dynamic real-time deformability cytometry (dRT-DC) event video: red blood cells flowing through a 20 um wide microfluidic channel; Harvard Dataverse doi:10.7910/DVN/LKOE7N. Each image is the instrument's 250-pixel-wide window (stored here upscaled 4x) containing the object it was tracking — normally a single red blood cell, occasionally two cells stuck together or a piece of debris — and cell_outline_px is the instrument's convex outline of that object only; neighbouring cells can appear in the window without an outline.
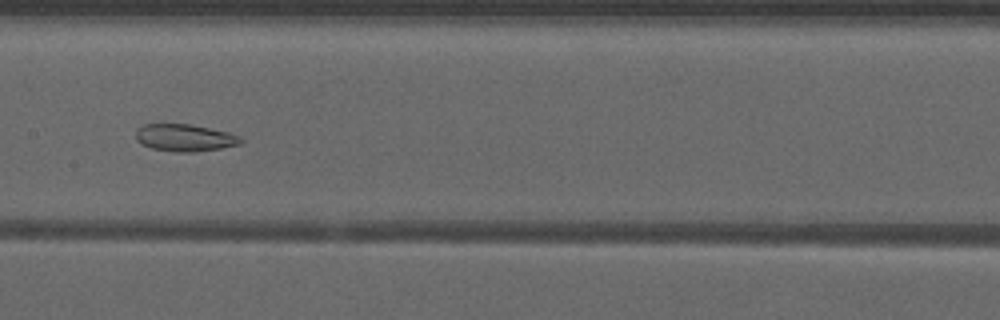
{"species": "common noctule bat (a hibernating species)", "species_latin": "Nyctalus noctula", "temperature_condition": "warm", "stored_images_in_passage": 53, "camera_frame_rate_fps": 3000, "um_per_image_px": 0.085, "animal": {"sex": "male", "forearm_length_mm": 52.5}, "frame": {"image": 1, "passage_image": 28, "time_ms": 9.0, "image_size_px": [1000, 320], "cell_outline_px": [[244, 140], [240, 144], [220, 148], [196, 152], [176, 152], [152, 148], [140, 144], [136, 140], [136, 128], [144, 124], [192, 124], [228, 132], [240, 136]], "centroid_in_image_um": [15.69, 11.7], "position_along_channel_um": 191.7, "area_um2": 16.76}}
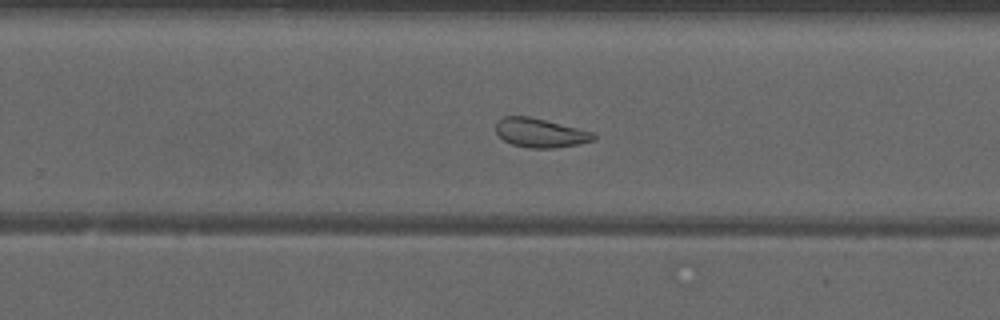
{"frame": {"image": 2, "passage_image": 35, "time_ms": 11.333, "image_size_px": [1000, 320], "cell_outline_px": [[596, 136], [592, 140], [580, 144], [556, 148], [528, 148], [512, 144], [504, 140], [496, 132], [496, 124], [504, 116], [528, 116], [596, 132]], "centroid_in_image_um": [45.96, 11.3], "position_along_channel_um": 283.8, "area_um2": 16.53}}
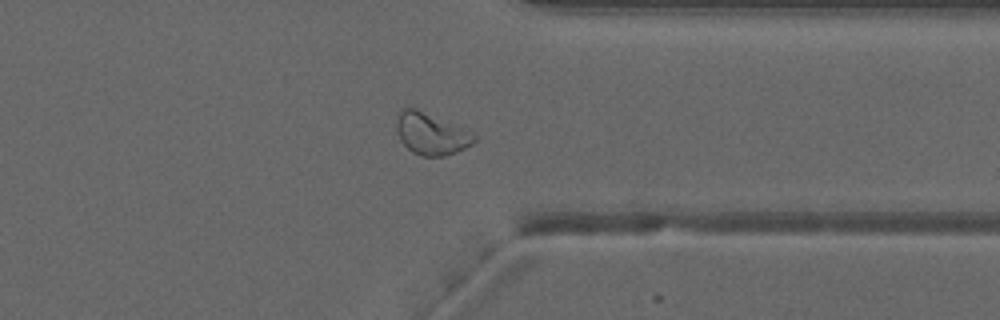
{"frame": {"image": 3, "passage_image": 42, "time_ms": 13.667, "image_size_px": [1000, 320], "cell_outline_px": [[476, 140], [472, 144], [464, 148], [444, 156], [420, 156], [412, 152], [400, 140], [396, 128], [396, 116], [400, 108], [408, 104], [476, 136]], "centroid_in_image_um": [36.53, 11.35], "position_along_channel_um": 374.9, "area_um2": 18.67}, "authors_computed_cell_mechanics": {"area_um2": 22.4264, "velocity_mm_per_s": 3.9719, "shape_relaxation_time_tau1_ms": null, "shape_relaxation_time_tau2_ms": 3.315, "deformation_change_tau1": null, "deformation_change_tau2": 0.1013}}